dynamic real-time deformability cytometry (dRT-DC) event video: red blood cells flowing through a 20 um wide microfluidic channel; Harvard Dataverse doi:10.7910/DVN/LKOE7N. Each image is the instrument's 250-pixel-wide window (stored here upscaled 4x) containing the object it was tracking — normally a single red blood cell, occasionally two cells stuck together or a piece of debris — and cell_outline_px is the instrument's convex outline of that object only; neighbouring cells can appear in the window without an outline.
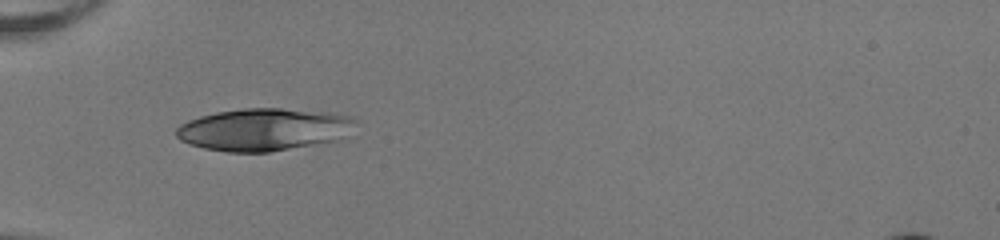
{"species": "human", "species_latin": "Homo sapiens", "temperature_condition": "room temperature", "stored_images_in_passage": 35, "camera_frame_rate_fps": 3000, "um_per_image_px": 0.085, "donor": {"sex": "female"}, "frame": {"image": 1, "passage_image": 1, "time_ms": 0.0, "image_size_px": [1000, 240], "cell_outline_px": [[352, 120], [336, 140], [268, 152], [228, 152], [204, 148], [180, 140], [176, 136], [176, 128], [180, 124], [188, 120], [200, 116], [216, 112], [244, 108], [280, 108], [324, 112], [348, 116]], "centroid_in_image_um": [22.24, 11.0], "position_along_channel_um": 62.8, "area_um2": 43.06}}
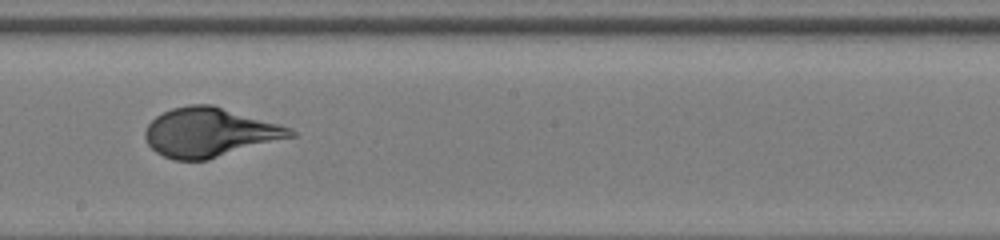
{"frame": {"image": 2, "passage_image": 14, "time_ms": 4.333, "image_size_px": [1000, 240], "cell_outline_px": [[296, 136], [208, 160], [172, 160], [156, 152], [148, 144], [144, 136], [144, 132], [148, 124], [156, 116], [172, 108], [188, 104], [212, 104], [280, 124], [292, 128], [296, 132]], "centroid_in_image_um": [17.83, 11.25], "position_along_channel_um": 230.4, "area_um2": 41.79}}
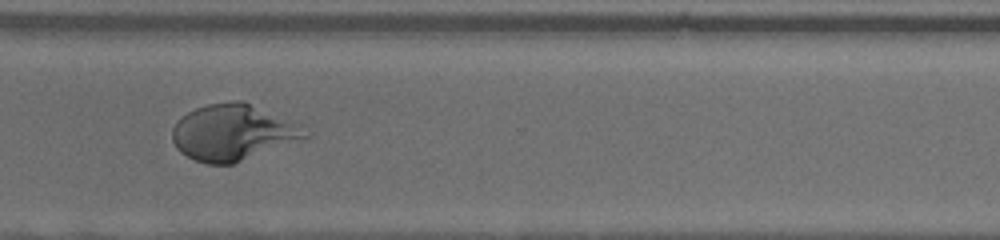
{"frame": {"image": 3, "passage_image": 23, "time_ms": 7.333, "image_size_px": [1000, 240], "cell_outline_px": [[312, 136], [232, 164], [208, 164], [196, 160], [180, 152], [176, 148], [172, 140], [172, 128], [176, 120], [188, 112], [196, 108], [208, 104], [236, 100], [244, 100], [300, 124], [312, 132]], "centroid_in_image_um": [19.83, 11.24], "position_along_channel_um": 350.8, "area_um2": 43.7}, "authors_computed_cell_mechanics": {"area_um2": 41.327, "velocity_mm_per_s": 4.018, "shape_relaxation_time_tau1_ms": 4.1829, "shape_relaxation_time_tau2_ms": null, "deformation_change_tau1": 0.258, "deformation_change_tau2": null}}